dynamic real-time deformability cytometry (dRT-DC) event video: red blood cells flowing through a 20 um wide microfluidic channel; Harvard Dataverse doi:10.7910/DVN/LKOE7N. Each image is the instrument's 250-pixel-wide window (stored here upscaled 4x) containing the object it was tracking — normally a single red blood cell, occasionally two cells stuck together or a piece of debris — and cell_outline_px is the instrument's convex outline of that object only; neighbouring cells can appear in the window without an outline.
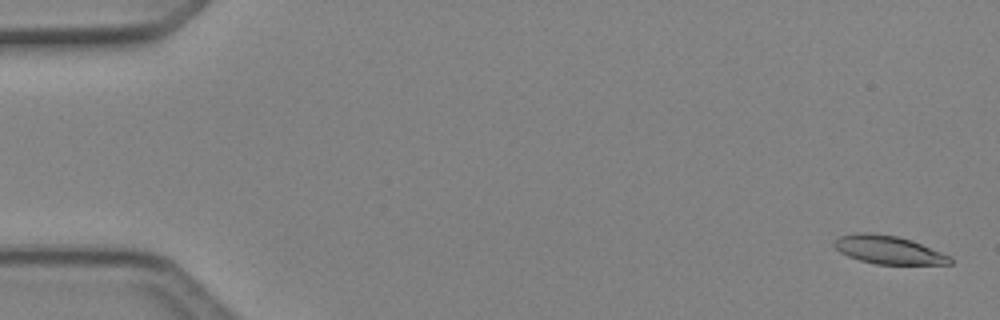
{"species": "Egyptian fruit bat (a non-hibernating species)", "species_latin": "Rousettus aegyptiacus", "temperature_condition": "cold", "stored_images_in_passage": 11, "camera_frame_rate_fps": 3000, "um_per_image_px": 0.085, "animal": {"sex": "female"}, "frame": {"image": 1, "passage_image": 2, "time_ms": 0.333, "image_size_px": [1000, 320], "cell_outline_px": [[952, 264], [876, 264], [860, 260], [848, 256], [840, 252], [832, 244], [840, 236], [856, 232], [868, 232], [896, 236], [912, 240], [952, 256]], "centroid_in_image_um": [75.54, 21.23], "position_along_channel_um": 9.5, "area_um2": 19.07}}